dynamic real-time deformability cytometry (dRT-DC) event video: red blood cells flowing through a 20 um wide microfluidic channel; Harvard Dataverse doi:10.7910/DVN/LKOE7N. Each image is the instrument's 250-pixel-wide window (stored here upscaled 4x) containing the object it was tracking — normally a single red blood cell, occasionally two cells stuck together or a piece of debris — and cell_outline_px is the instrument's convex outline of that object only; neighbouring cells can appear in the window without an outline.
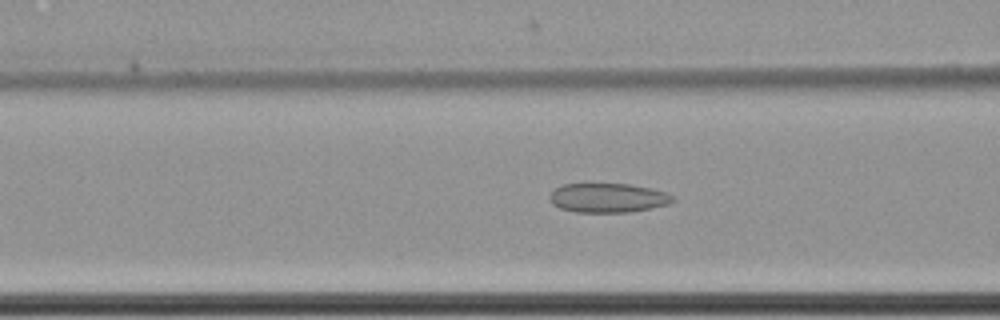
{"species": "common noctule bat (a hibernating species)", "species_latin": "Nyctalus noctula", "temperature_condition": "cold", "stored_images_in_passage": 50, "camera_frame_rate_fps": 3000, "um_per_image_px": 0.085, "animal": {"sex": "female", "body_mass_g": 22.7, "forearm_length_mm": 54.2}, "frame": {"image": 1, "passage_image": 15, "time_ms": 4.667, "image_size_px": [1000, 320], "cell_outline_px": [[676, 200], [668, 204], [652, 208], [628, 212], [576, 212], [560, 208], [552, 204], [548, 196], [556, 188], [564, 184], [628, 184], [652, 188], [668, 192]], "centroid_in_image_um": [51.69, 16.82], "position_along_channel_um": 114.9, "area_um2": 21.04}}
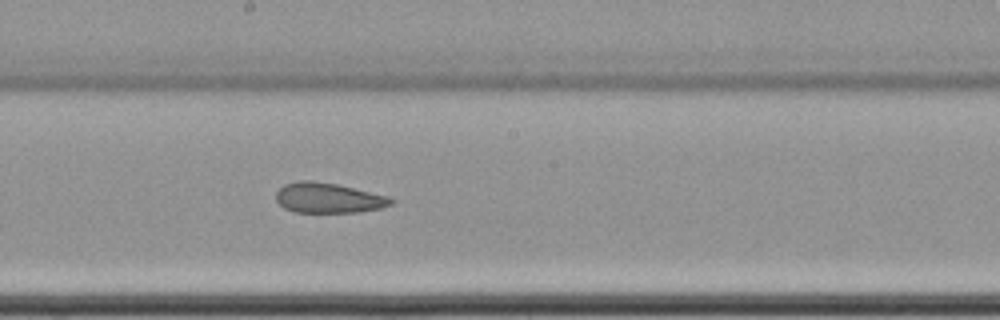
{"frame": {"image": 2, "passage_image": 24, "time_ms": 7.667, "image_size_px": [1000, 320], "cell_outline_px": [[396, 200], [392, 204], [380, 208], [360, 212], [296, 212], [284, 208], [276, 200], [276, 192], [284, 184], [300, 180], [312, 180], [336, 184], [388, 196]], "centroid_in_image_um": [27.91, 16.82], "position_along_channel_um": 220.3, "area_um2": 20.17}}
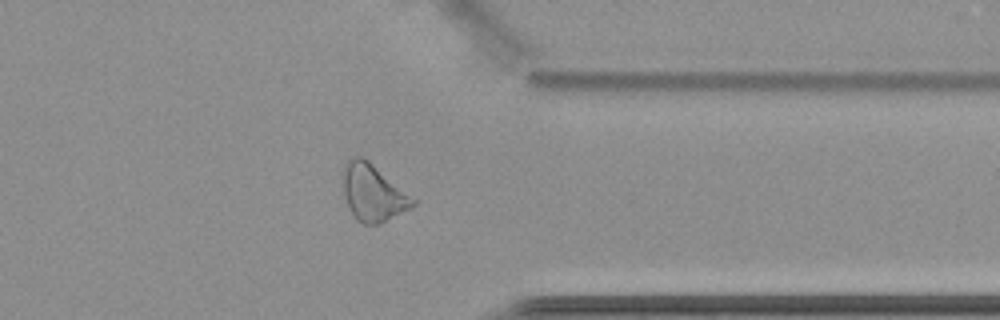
{"frame": {"image": 3, "passage_image": 38, "time_ms": 12.333, "image_size_px": [1000, 320], "cell_outline_px": [[416, 204], [412, 208], [376, 224], [364, 224], [356, 220], [344, 196], [344, 164], [348, 160], [356, 156], [360, 156], [368, 160], [416, 200]], "centroid_in_image_um": [31.71, 16.39], "position_along_channel_um": 379.7, "area_um2": 22.54}, "authors_computed_cell_mechanics": {"area_um2": 22.5998, "velocity_mm_per_s": 3.508, "shape_relaxation_time_tau1_ms": null, "shape_relaxation_time_tau2_ms": 5.3664, "deformation_change_tau1": null, "deformation_change_tau2": 0.1386}}